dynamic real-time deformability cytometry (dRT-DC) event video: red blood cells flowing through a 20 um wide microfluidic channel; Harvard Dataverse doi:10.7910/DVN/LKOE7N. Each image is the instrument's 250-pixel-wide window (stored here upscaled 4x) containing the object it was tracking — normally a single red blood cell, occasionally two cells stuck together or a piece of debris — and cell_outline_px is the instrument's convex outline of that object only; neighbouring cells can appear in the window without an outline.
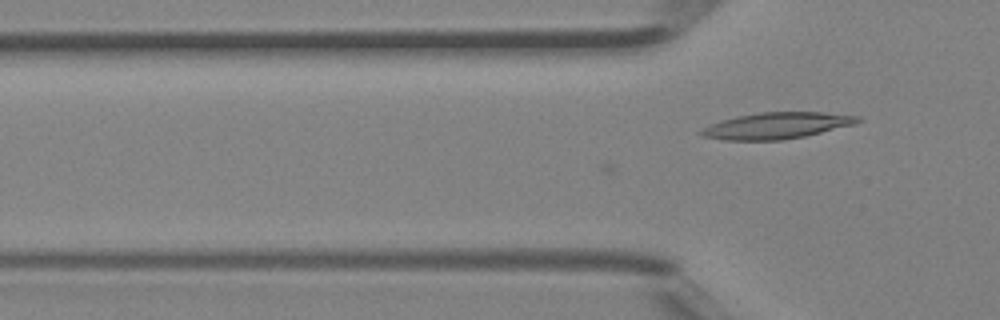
{"species": "Egyptian fruit bat (a non-hibernating species)", "species_latin": "Rousettus aegyptiacus", "temperature_condition": "room temperature", "stored_images_in_passage": 10, "camera_frame_rate_fps": 3000, "um_per_image_px": 0.085, "animal": {"sex": "female"}, "frame": {"image": 1, "passage_image": 10, "time_ms": 3.0, "image_size_px": [1000, 320], "cell_outline_px": [[860, 120], [856, 124], [804, 136], [780, 140], [724, 140], [704, 136], [700, 132], [704, 128], [720, 120], [760, 112], [824, 112], [860, 116]], "centroid_in_image_um": [66.07, 10.67], "position_along_channel_um": 59.7, "area_um2": 23.7}}